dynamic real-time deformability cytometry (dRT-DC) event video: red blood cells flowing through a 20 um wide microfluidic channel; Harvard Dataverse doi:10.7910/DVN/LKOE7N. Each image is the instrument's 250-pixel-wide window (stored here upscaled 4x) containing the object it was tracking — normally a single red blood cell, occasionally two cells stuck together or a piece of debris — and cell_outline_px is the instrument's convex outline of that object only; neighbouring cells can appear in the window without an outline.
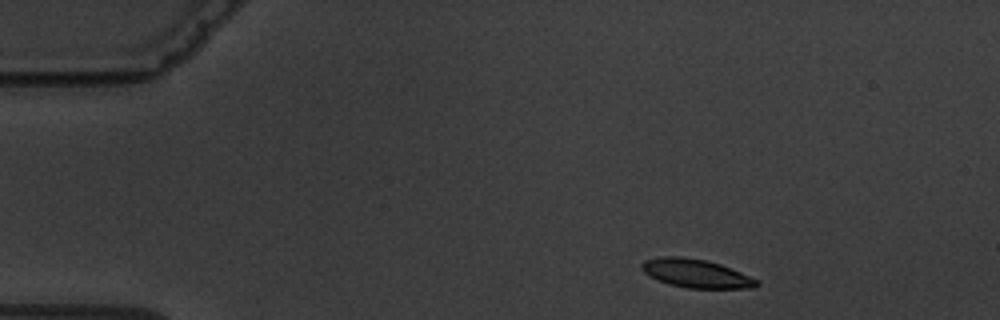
{"species": "common noctule bat (a hibernating species)", "species_latin": "Nyctalus noctula", "temperature_condition": "warm", "stored_images_in_passage": 4, "camera_frame_rate_fps": 3000, "um_per_image_px": 0.085, "animal": {"sex": "male", "body_mass_g": 19.5, "forearm_length_mm": 54.6}, "frame": {"image": 1, "passage_image": 1, "time_ms": 0.0, "image_size_px": [1000, 320], "cell_outline_px": [[760, 284], [752, 288], [688, 288], [668, 284], [644, 272], [640, 268], [640, 264], [644, 260], [664, 256], [680, 256], [704, 260], [720, 264], [760, 280]], "centroid_in_image_um": [59.18, 23.24], "position_along_channel_um": 25.8, "area_um2": 18.96}}
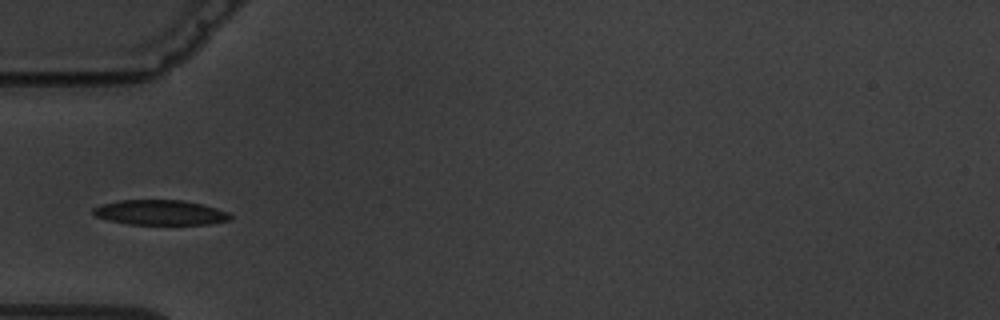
{"frame": {"image": 2, "passage_image": 4, "time_ms": 3.333, "image_size_px": [1000, 320], "cell_outline_px": [[232, 216], [228, 220], [208, 224], [128, 224], [108, 220], [96, 216], [92, 212], [92, 208], [104, 204], [120, 200], [184, 200], [204, 204], [228, 212]], "centroid_in_image_um": [13.63, 18.06], "position_along_channel_um": 71.4, "area_um2": 19.88}}